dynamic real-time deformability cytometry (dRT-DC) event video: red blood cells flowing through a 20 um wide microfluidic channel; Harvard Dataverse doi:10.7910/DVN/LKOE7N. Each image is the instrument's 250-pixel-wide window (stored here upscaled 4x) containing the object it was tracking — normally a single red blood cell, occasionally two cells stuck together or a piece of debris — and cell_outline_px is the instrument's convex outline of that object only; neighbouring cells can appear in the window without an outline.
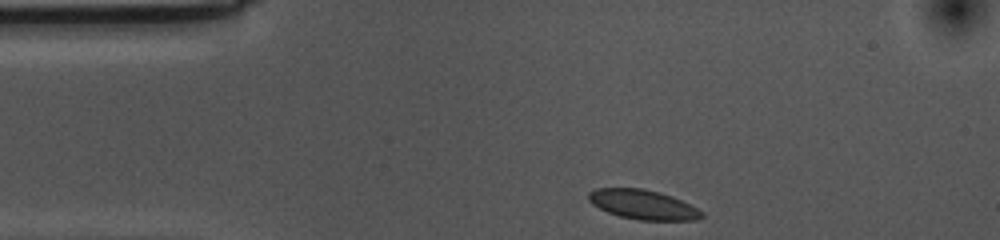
{"species": "common noctule bat (a hibernating species)", "species_latin": "Nyctalus noctula", "temperature_condition": "cold", "stored_images_in_passage": 35, "camera_frame_rate_fps": 3000, "um_per_image_px": 0.085, "animal": {"sex": "female", "body_mass_g": 10.0, "forearm_length_mm": 53.1}, "frame": {"image": 1, "passage_image": 1, "time_ms": 0.0, "image_size_px": [1000, 240], "cell_outline_px": [[704, 216], [696, 220], [636, 220], [620, 216], [608, 212], [592, 204], [588, 200], [588, 192], [596, 188], [640, 188], [660, 192], [672, 196], [704, 212]], "centroid_in_image_um": [54.64, 17.39], "position_along_channel_um": 30.4, "area_um2": 19.42}}
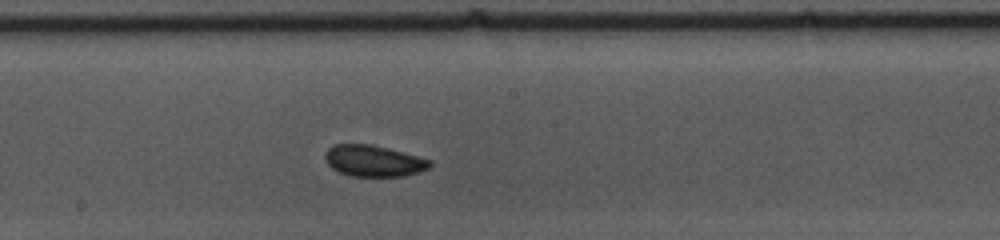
{"frame": {"image": 2, "passage_image": 20, "time_ms": 6.333, "image_size_px": [1000, 240], "cell_outline_px": [[432, 164], [428, 168], [420, 172], [404, 176], [352, 176], [340, 172], [332, 168], [324, 160], [324, 156], [328, 148], [332, 144], [372, 144], [432, 160]], "centroid_in_image_um": [31.74, 13.67], "position_along_channel_um": 216.5, "area_um2": 19.13}}
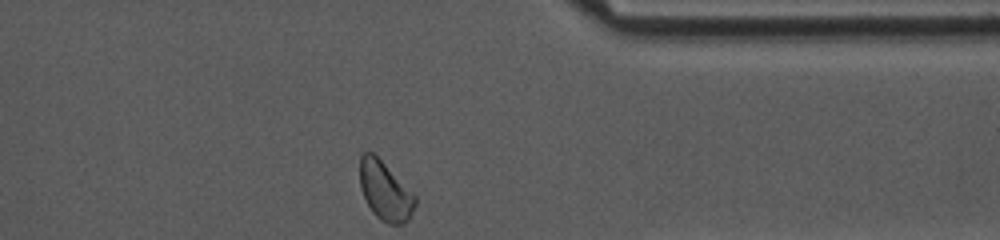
{"frame": {"image": 3, "passage_image": 35, "time_ms": 11.333, "image_size_px": [1000, 240], "cell_outline_px": [[416, 204], [408, 220], [404, 224], [388, 224], [380, 220], [372, 212], [360, 188], [360, 156], [364, 152], [372, 152], [416, 196]], "centroid_in_image_um": [32.73, 16.26], "position_along_channel_um": 378.7, "area_um2": 18.67}}